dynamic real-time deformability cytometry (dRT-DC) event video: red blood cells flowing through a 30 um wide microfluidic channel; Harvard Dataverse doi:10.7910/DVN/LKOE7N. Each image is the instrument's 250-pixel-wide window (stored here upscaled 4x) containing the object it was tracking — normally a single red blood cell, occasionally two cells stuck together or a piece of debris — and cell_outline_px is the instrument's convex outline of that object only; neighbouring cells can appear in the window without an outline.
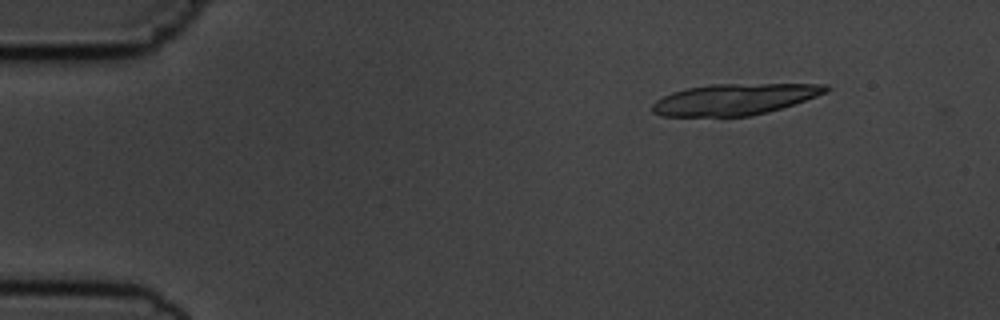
{"species": "common noctule bat (a hibernating species)", "species_latin": "Nyctalus noctula", "temperature_condition": "cold", "stored_images_in_passage": 2, "camera_frame_rate_fps": 3000, "um_per_image_px": 0.085, "animal": {"sex": "male", "body_mass_g": 19.5, "forearm_length_mm": 54.6}, "frame": {"image": 1, "passage_image": 1, "time_ms": 0.0, "image_size_px": [1000, 320], "cell_outline_px": [[832, 88], [828, 92], [768, 112], [752, 116], [660, 116], [652, 112], [652, 104], [656, 100], [672, 92], [688, 88], [712, 84], [828, 84]], "centroid_in_image_um": [62.44, 8.44], "position_along_channel_um": 22.6, "area_um2": 31.44}}